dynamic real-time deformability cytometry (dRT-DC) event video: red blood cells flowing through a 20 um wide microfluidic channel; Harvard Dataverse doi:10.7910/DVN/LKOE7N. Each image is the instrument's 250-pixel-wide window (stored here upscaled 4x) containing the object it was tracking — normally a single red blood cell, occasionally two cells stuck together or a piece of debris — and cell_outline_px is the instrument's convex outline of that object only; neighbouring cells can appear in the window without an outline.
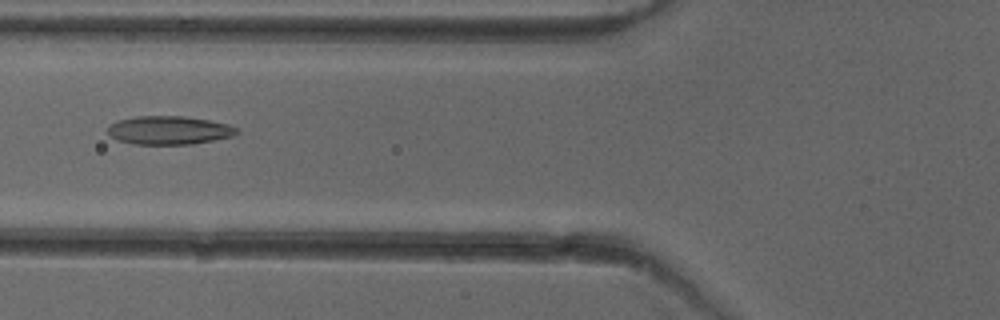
{"species": "common noctule bat (a hibernating species)", "species_latin": "Nyctalus noctula", "temperature_condition": "cold", "stored_images_in_passage": 52, "camera_frame_rate_fps": 3000, "um_per_image_px": 0.085, "animal": {"sex": "female"}, "frame": {"image": 1, "passage_image": 20, "time_ms": 6.333, "image_size_px": [1000, 320], "cell_outline_px": [[240, 132], [232, 136], [192, 144], [132, 144], [116, 140], [108, 132], [108, 124], [120, 120], [136, 116], [184, 116], [208, 120], [228, 124], [236, 128]], "centroid_in_image_um": [14.35, 11.07], "position_along_channel_um": 111.5, "area_um2": 21.33}}
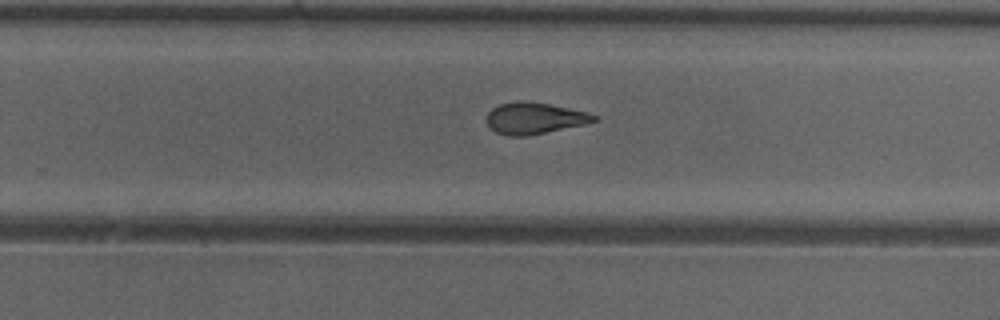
{"frame": {"image": 2, "passage_image": 33, "time_ms": 10.667, "image_size_px": [1000, 320], "cell_outline_px": [[600, 120], [588, 124], [528, 136], [508, 136], [496, 132], [488, 128], [488, 112], [492, 108], [500, 104], [516, 100], [524, 100], [548, 104], [588, 112], [596, 116]], "centroid_in_image_um": [45.45, 10.06], "position_along_channel_um": 284.3, "area_um2": 19.94}}
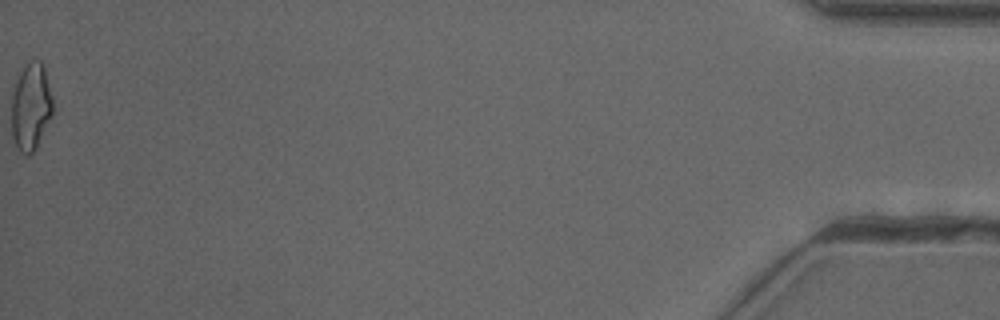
{"frame": {"image": 3, "passage_image": 52, "time_ms": 17.0, "image_size_px": [1000, 320], "cell_outline_px": [[52, 116], [36, 148], [28, 156], [20, 152], [16, 148], [12, 140], [12, 92], [16, 72], [24, 64], [32, 60], [40, 60], [44, 64], [52, 96]], "centroid_in_image_um": [2.6, 9.02], "position_along_channel_um": 432.6, "area_um2": 21.68}, "authors_computed_cell_mechanics": {"area_um2": 20.7791, "velocity_mm_per_s": 3.991, "shape_relaxation_time_tau1_ms": 6.9226, "shape_relaxation_time_tau2_ms": 3.2712, "deformation_change_tau1": 0.1793, "deformation_change_tau2": 0.1057}}